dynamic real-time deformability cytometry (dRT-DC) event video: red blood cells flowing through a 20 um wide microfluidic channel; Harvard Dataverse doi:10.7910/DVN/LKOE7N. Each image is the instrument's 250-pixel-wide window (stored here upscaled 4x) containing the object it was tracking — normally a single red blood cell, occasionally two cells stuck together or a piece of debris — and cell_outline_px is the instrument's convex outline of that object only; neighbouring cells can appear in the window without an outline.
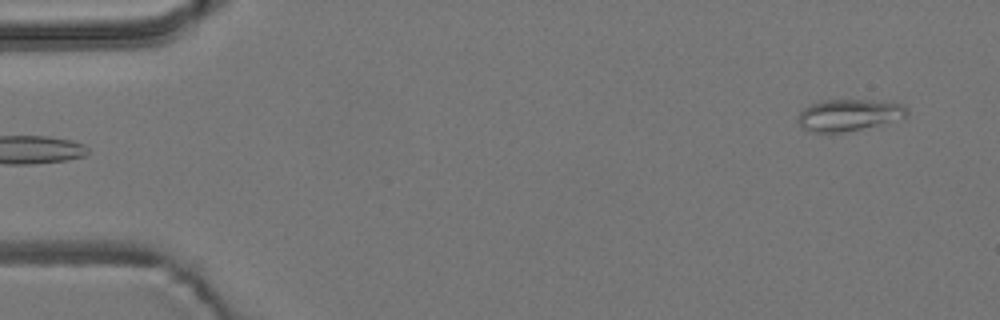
{"species": "common noctule bat (a hibernating species)", "species_latin": "Nyctalus noctula", "temperature_condition": "room temperature", "stored_images_in_passage": 5, "camera_frame_rate_fps": 3000, "um_per_image_px": 0.085, "animal": {"sex": "male", "body_mass_g": 19.2, "forearm_length_mm": 51.8}, "frame": {"image": 1, "passage_image": 5, "time_ms": 5.333, "image_size_px": [1000, 320], "cell_outline_px": [[908, 116], [844, 132], [816, 132], [800, 128], [800, 112], [804, 108], [812, 104], [828, 100], [868, 100], [904, 104], [908, 108]], "centroid_in_image_um": [72.16, 9.76], "position_along_channel_um": 12.8, "area_um2": 19.48}}